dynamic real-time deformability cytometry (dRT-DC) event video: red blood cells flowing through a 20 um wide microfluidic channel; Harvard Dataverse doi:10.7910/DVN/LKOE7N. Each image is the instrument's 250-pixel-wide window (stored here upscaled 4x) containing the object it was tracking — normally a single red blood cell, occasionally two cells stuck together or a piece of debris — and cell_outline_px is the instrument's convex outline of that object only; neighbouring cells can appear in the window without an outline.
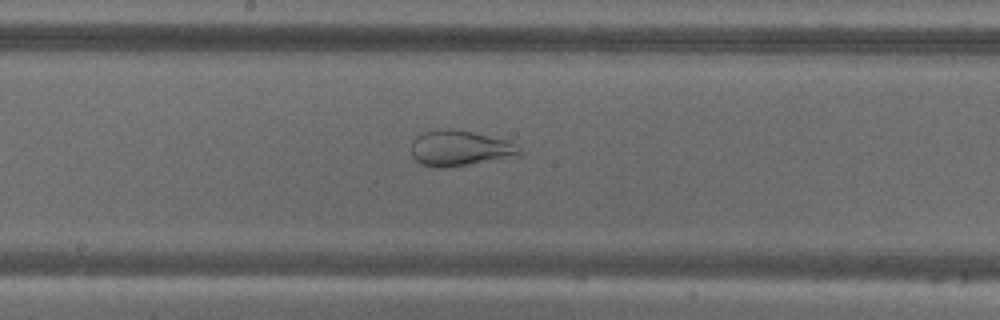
{"species": "common noctule bat (a hibernating species)", "species_latin": "Nyctalus noctula", "temperature_condition": "warm", "stored_images_in_passage": 43, "camera_frame_rate_fps": 3000, "um_per_image_px": 0.085, "animal": {"sex": "male", "body_mass_g": 18.8}, "frame": {"image": 1, "passage_image": 17, "time_ms": 5.333, "image_size_px": [1000, 320], "cell_outline_px": [[520, 156], [444, 168], [432, 168], [420, 164], [412, 156], [412, 140], [416, 136], [424, 132], [440, 128], [460, 128], [508, 140], [520, 148]], "centroid_in_image_um": [39.07, 12.58], "position_along_channel_um": 209.1, "area_um2": 22.95}}
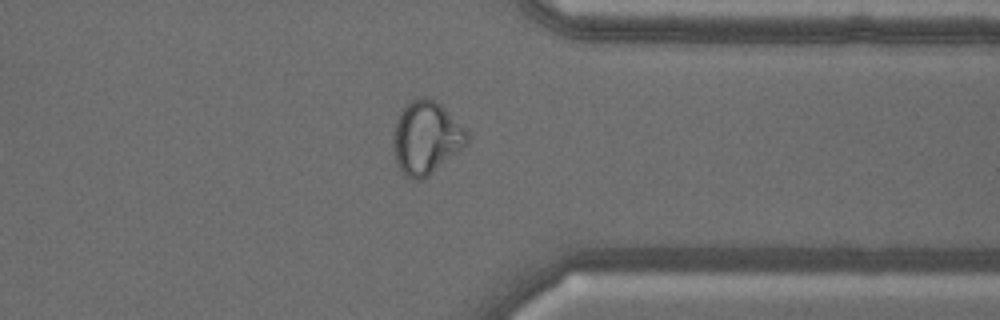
{"frame": {"image": 2, "passage_image": 31, "time_ms": 10.0, "image_size_px": [1000, 320], "cell_outline_px": [[468, 144], [428, 176], [420, 180], [412, 180], [400, 172], [396, 160], [392, 140], [396, 120], [404, 104], [420, 96], [424, 96], [440, 104], [468, 132]], "centroid_in_image_um": [36.2, 11.72], "position_along_channel_um": 375.2, "area_um2": 31.33}}
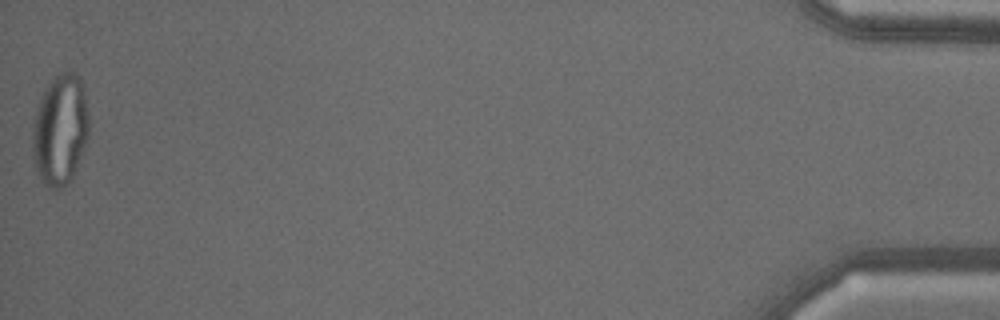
{"frame": {"image": 3, "passage_image": 43, "time_ms": 14.0, "image_size_px": [1000, 320], "cell_outline_px": [[88, 136], [72, 180], [60, 188], [52, 188], [44, 184], [40, 180], [36, 168], [32, 148], [32, 128], [36, 108], [40, 96], [44, 88], [60, 72], [72, 72], [80, 80], [84, 92], [88, 120]], "centroid_in_image_um": [5.08, 11.05], "position_along_channel_um": 430.1, "area_um2": 36.24}}